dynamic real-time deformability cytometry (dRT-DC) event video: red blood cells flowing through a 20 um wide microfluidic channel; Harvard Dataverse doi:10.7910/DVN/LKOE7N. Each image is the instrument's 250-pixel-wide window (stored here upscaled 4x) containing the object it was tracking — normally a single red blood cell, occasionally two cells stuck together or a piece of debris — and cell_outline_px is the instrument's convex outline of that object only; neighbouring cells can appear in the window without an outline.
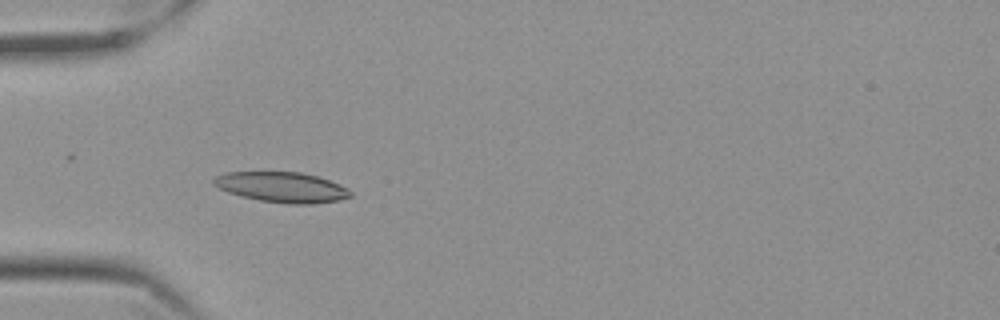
{"species": "Egyptian fruit bat (a non-hibernating species)", "species_latin": "Rousettus aegyptiacus", "temperature_condition": "cold", "stored_images_in_passage": 57, "camera_frame_rate_fps": 3000, "um_per_image_px": 0.085, "frame": {"image": 1, "passage_image": 18, "time_ms": 5.667, "image_size_px": [1000, 320], "cell_outline_px": [[352, 196], [340, 200], [312, 204], [288, 204], [260, 200], [228, 192], [212, 184], [212, 180], [216, 176], [224, 172], [300, 172], [316, 176], [340, 184], [348, 188], [352, 192]], "centroid_in_image_um": [23.98, 15.91], "position_along_channel_um": 61.0, "area_um2": 24.1}}
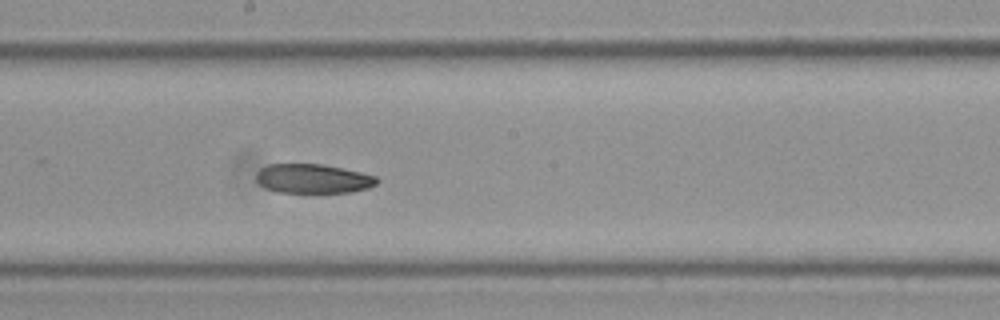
{"frame": {"image": 2, "passage_image": 32, "time_ms": 10.333, "image_size_px": [1000, 320], "cell_outline_px": [[380, 180], [376, 184], [368, 188], [352, 192], [276, 192], [264, 188], [256, 180], [256, 172], [260, 168], [268, 164], [320, 164], [360, 172], [376, 176]], "centroid_in_image_um": [26.58, 15.19], "position_along_channel_um": 221.6, "area_um2": 20.58}}
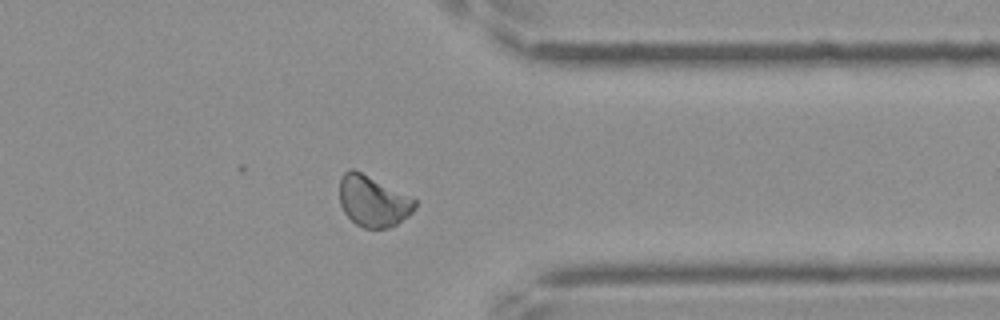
{"frame": {"image": 3, "passage_image": 46, "time_ms": 15.0, "image_size_px": [1000, 320], "cell_outline_px": [[416, 208], [408, 216], [396, 224], [388, 228], [364, 228], [356, 224], [344, 212], [340, 204], [340, 176], [348, 168], [352, 168], [416, 200]], "centroid_in_image_um": [31.68, 17.11], "position_along_channel_um": 379.7, "area_um2": 22.02}}